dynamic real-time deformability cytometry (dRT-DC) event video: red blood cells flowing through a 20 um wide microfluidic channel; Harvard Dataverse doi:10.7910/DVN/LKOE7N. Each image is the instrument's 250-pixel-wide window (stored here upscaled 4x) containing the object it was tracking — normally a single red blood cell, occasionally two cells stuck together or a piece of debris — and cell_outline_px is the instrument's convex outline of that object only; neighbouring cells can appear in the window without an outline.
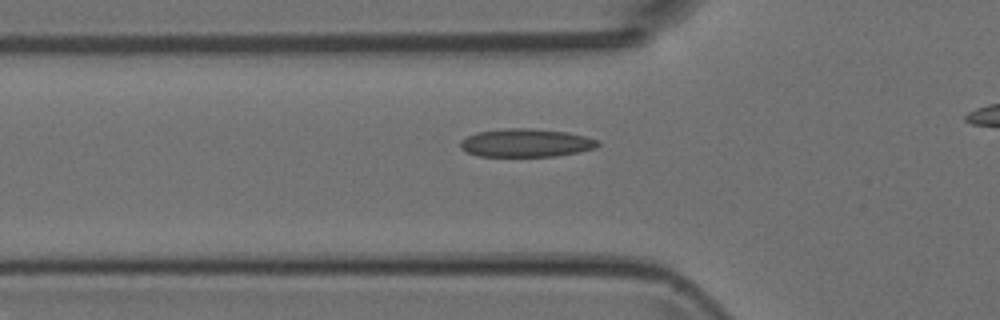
{"species": "Egyptian fruit bat (a non-hibernating species)", "species_latin": "Rousettus aegyptiacus", "temperature_condition": "room temperature", "stored_images_in_passage": 28, "camera_frame_rate_fps": 3000, "um_per_image_px": 0.085, "animal": {"sex": "female"}, "frame": {"image": 1, "passage_image": 3, "time_ms": 0.667, "image_size_px": [1000, 320], "cell_outline_px": [[600, 144], [596, 148], [556, 156], [480, 156], [468, 152], [460, 148], [460, 140], [476, 132], [504, 128], [532, 128], [568, 132], [600, 140]], "centroid_in_image_um": [44.72, 12.13], "position_along_channel_um": 81.1, "area_um2": 22.66}}
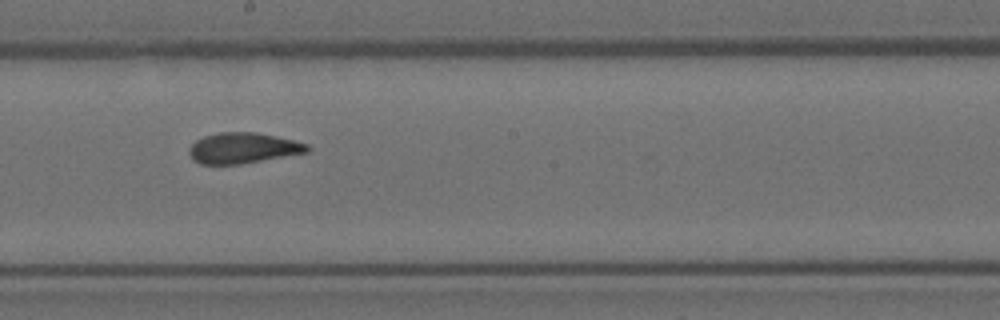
{"frame": {"image": 2, "passage_image": 14, "time_ms": 4.333, "image_size_px": [1000, 320], "cell_outline_px": [[312, 148], [308, 152], [240, 164], [200, 164], [192, 160], [188, 152], [188, 148], [196, 140], [204, 136], [220, 132], [256, 132], [276, 136], [308, 144]], "centroid_in_image_um": [20.63, 12.58], "position_along_channel_um": 227.6, "area_um2": 21.15}}
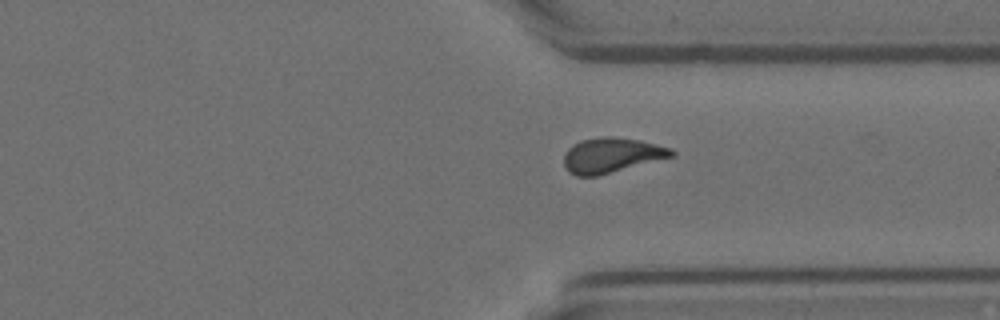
{"frame": {"image": 3, "passage_image": 24, "time_ms": 7.667, "image_size_px": [1000, 320], "cell_outline_px": [[676, 156], [596, 176], [576, 176], [568, 172], [564, 164], [564, 152], [572, 144], [580, 140], [600, 136], [612, 136], [640, 140], [672, 148], [676, 152]], "centroid_in_image_um": [51.98, 13.18], "position_along_channel_um": 359.4, "area_um2": 22.25}}